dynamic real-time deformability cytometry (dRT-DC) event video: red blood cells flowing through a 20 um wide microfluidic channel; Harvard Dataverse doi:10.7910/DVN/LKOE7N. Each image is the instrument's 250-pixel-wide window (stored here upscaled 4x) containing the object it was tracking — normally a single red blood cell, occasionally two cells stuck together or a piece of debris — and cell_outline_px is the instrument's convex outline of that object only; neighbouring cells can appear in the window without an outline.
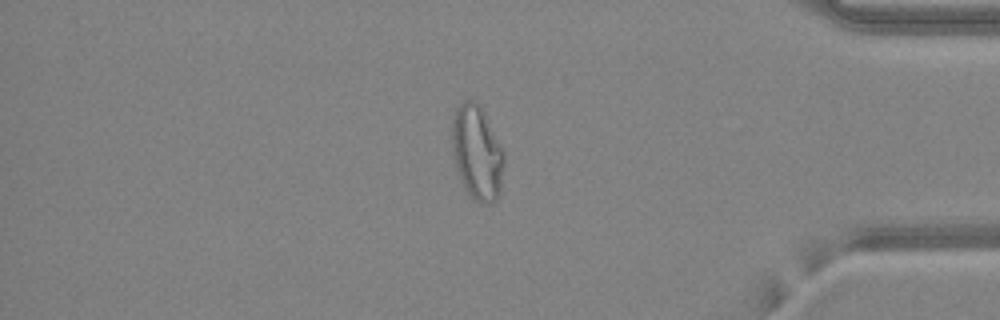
{"species": "common noctule bat (a hibernating species)", "species_latin": "Nyctalus noctula", "temperature_condition": "warm", "stored_images_in_passage": 48, "camera_frame_rate_fps": 3000, "um_per_image_px": 0.085, "animal": {"sex": "female", "body_mass_g": 24.6, "forearm_length_mm": 56.2}, "frame": {"image": 1, "passage_image": 41, "time_ms": 13.333, "image_size_px": [1000, 320], "cell_outline_px": [[504, 164], [500, 192], [496, 200], [488, 204], [484, 204], [476, 200], [468, 192], [456, 168], [452, 148], [452, 120], [456, 108], [464, 100], [476, 100], [480, 104], [504, 152]], "centroid_in_image_um": [40.56, 12.94], "position_along_channel_um": 394.6, "area_um2": 28.44}, "authors_computed_cell_mechanics": {"area_um2": 27.8596, "velocity_mm_per_s": 4.2208, "shape_relaxation_time_tau1_ms": null, "shape_relaxation_time_tau2_ms": 0.9408, "deformation_change_tau1": null, "deformation_change_tau2": 0.0738}}